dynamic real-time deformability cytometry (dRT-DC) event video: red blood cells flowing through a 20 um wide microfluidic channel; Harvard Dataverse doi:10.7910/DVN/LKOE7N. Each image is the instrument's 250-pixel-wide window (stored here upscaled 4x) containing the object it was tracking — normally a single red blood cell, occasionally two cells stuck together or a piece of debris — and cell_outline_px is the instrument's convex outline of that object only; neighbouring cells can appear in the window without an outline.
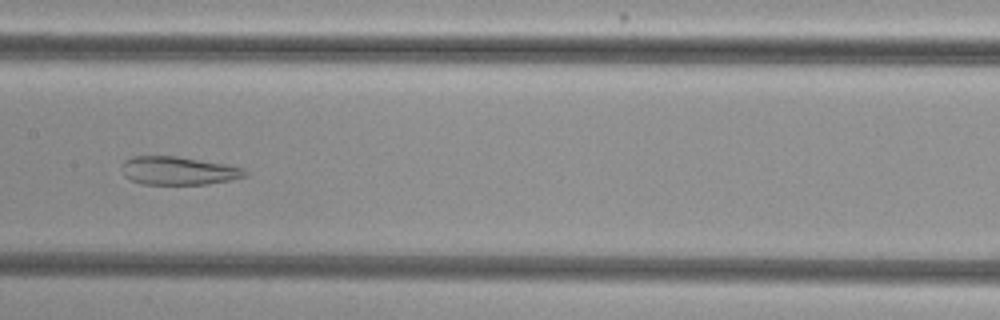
{"species": "common noctule bat (a hibernating species)", "species_latin": "Nyctalus noctula", "temperature_condition": "cold", "stored_images_in_passage": 43, "camera_frame_rate_fps": 3000, "um_per_image_px": 0.085, "animal": {"sex": "female", "body_mass_g": 29.2, "forearm_length_mm": 56.3}, "frame": {"image": 1, "passage_image": 24, "time_ms": 7.667, "image_size_px": [1000, 320], "cell_outline_px": [[248, 172], [244, 176], [228, 180], [204, 184], [140, 184], [124, 176], [120, 164], [124, 160], [132, 156], [176, 156], [224, 164], [244, 168]], "centroid_in_image_um": [15.09, 14.5], "position_along_channel_um": 192.3, "area_um2": 20.17}}
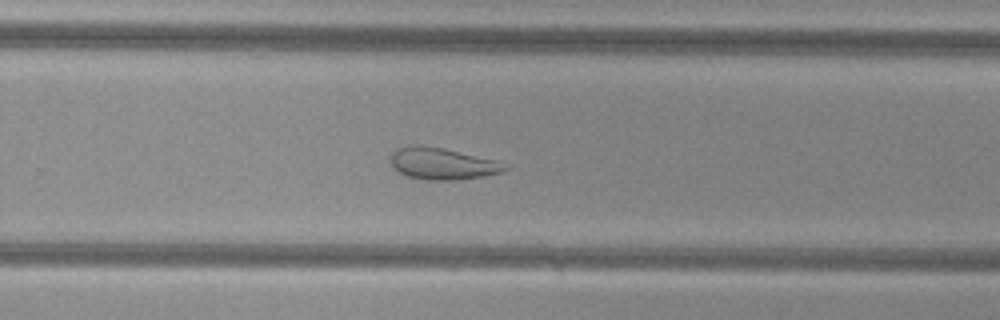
{"frame": {"image": 2, "passage_image": 32, "time_ms": 10.333, "image_size_px": [1000, 320], "cell_outline_px": [[512, 168], [500, 172], [484, 176], [456, 180], [424, 180], [408, 176], [392, 168], [392, 152], [396, 148], [412, 144], [416, 144], [444, 148], [500, 160]], "centroid_in_image_um": [37.65, 13.9], "position_along_channel_um": 292.2, "area_um2": 21.5}}
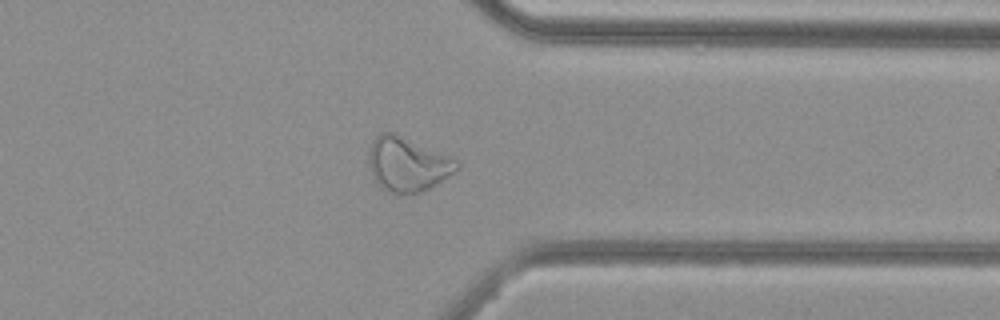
{"frame": {"image": 3, "passage_image": 39, "time_ms": 12.667, "image_size_px": [1000, 320], "cell_outline_px": [[460, 168], [436, 184], [412, 196], [396, 196], [384, 188], [372, 176], [368, 160], [368, 152], [372, 140], [376, 136], [384, 132], [392, 132], [448, 156], [456, 160], [460, 164]], "centroid_in_image_um": [34.61, 14.0], "position_along_channel_um": 376.8, "area_um2": 27.74}, "authors_computed_cell_mechanics": {"area_um2": 27.744, "velocity_mm_per_s": 3.7575, "shape_relaxation_time_tau1_ms": null, "shape_relaxation_time_tau2_ms": 2.0871, "deformation_change_tau1": null, "deformation_change_tau2": 0.0956}}